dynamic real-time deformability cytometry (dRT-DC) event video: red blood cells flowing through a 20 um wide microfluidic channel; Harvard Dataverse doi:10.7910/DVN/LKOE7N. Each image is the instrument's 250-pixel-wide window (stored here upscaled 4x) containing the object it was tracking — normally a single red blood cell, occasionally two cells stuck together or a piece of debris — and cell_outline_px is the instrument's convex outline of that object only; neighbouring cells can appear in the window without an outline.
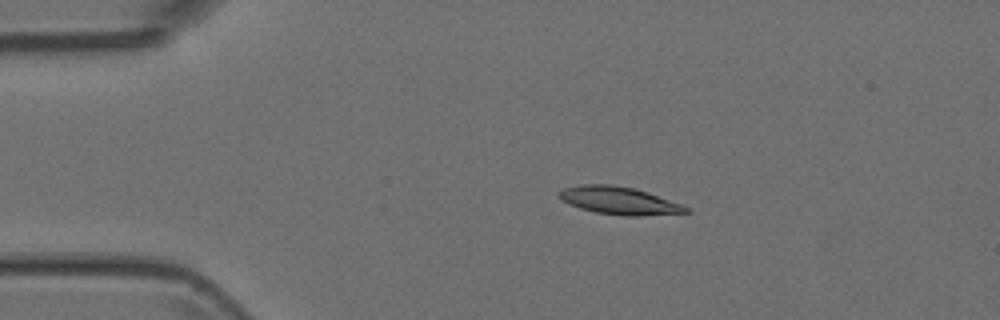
{"species": "Egyptian fruit bat (a non-hibernating species)", "species_latin": "Rousettus aegyptiacus", "temperature_condition": "room temperature", "stored_images_in_passage": 2, "camera_frame_rate_fps": 3000, "um_per_image_px": 0.085, "animal": {"sex": "female"}, "frame": {"image": 1, "passage_image": 1, "time_ms": 0.0, "image_size_px": [1000, 320], "cell_outline_px": [[692, 212], [636, 216], [624, 216], [596, 212], [580, 208], [568, 204], [560, 200], [560, 192], [564, 188], [580, 184], [612, 184], [632, 188], [692, 208]], "centroid_in_image_um": [52.6, 17.06], "position_along_channel_um": 32.4, "area_um2": 20.17}}